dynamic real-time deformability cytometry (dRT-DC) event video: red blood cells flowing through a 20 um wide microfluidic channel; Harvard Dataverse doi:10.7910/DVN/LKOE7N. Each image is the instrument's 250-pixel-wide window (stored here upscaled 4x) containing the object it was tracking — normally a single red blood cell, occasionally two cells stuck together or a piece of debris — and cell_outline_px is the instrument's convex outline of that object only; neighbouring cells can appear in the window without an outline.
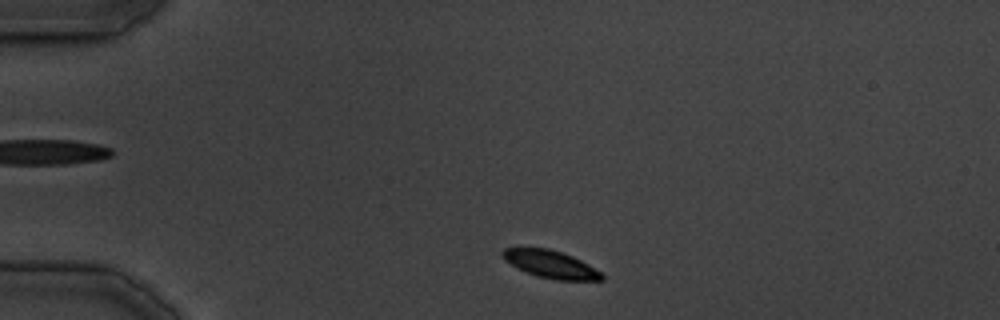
{"species": "common noctule bat (a hibernating species)", "species_latin": "Nyctalus noctula", "temperature_condition": "cold", "stored_images_in_passage": 31, "camera_frame_rate_fps": 3000, "um_per_image_px": 0.085, "animal": {"sex": "male", "body_mass_g": 19.5, "forearm_length_mm": 54.6}, "frame": {"image": 1, "passage_image": 2, "time_ms": 1.0, "image_size_px": [1000, 320], "cell_outline_px": [[604, 280], [552, 280], [536, 276], [516, 268], [504, 260], [500, 252], [504, 248], [548, 248], [572, 256], [588, 264], [600, 272], [604, 276]], "centroid_in_image_um": [46.77, 22.47], "position_along_channel_um": 38.2, "area_um2": 15.95}}
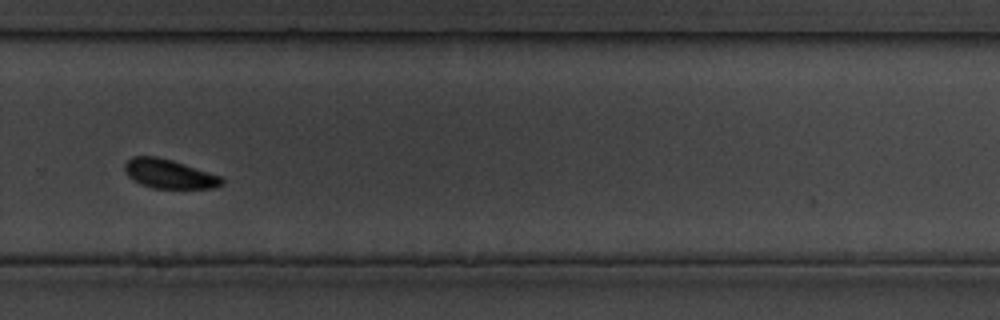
{"frame": {"image": 2, "passage_image": 20, "time_ms": 23.667, "image_size_px": [1000, 320], "cell_outline_px": [[224, 184], [216, 188], [152, 188], [140, 184], [132, 180], [124, 172], [124, 164], [132, 156], [156, 156], [172, 160], [220, 176], [224, 180]], "centroid_in_image_um": [14.35, 14.78], "position_along_channel_um": 315.5, "area_um2": 16.53}}
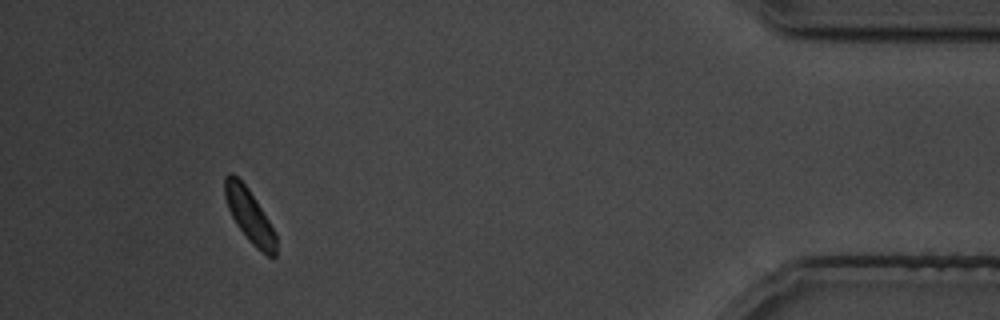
{"frame": {"image": 3, "passage_image": 28, "time_ms": 34.333, "image_size_px": [1000, 320], "cell_outline_px": [[276, 256], [268, 256], [256, 248], [252, 244], [236, 224], [228, 208], [224, 196], [224, 176], [228, 172], [232, 172], [248, 188], [276, 232]], "centroid_in_image_um": [21.19, 18.31], "position_along_channel_um": 414.0, "area_um2": 15.84}}